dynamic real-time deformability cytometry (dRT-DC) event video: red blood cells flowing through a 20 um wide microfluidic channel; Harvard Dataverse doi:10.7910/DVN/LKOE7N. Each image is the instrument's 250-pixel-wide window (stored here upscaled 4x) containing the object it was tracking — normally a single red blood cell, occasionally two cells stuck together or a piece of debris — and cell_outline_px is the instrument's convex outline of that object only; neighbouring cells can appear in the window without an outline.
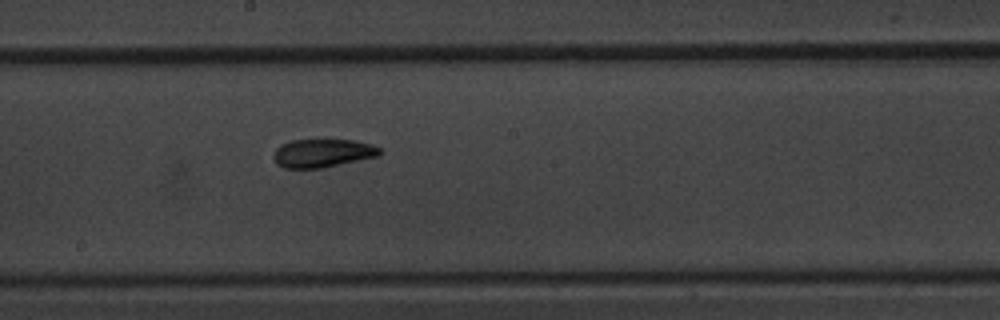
{"species": "common noctule bat (a hibernating species)", "species_latin": "Nyctalus noctula", "temperature_condition": "warm", "stored_images_in_passage": 8, "camera_frame_rate_fps": 3000, "um_per_image_px": 0.085, "animal": {"sex": "male", "body_mass_g": 20.1, "forearm_length_mm": 53.5}, "frame": {"image": 1, "passage_image": 8, "time_ms": 9.333, "image_size_px": [1000, 320], "cell_outline_px": [[380, 156], [324, 168], [284, 168], [276, 164], [272, 156], [276, 148], [280, 144], [292, 140], [356, 140], [372, 144], [380, 148]], "centroid_in_image_um": [27.42, 13.02], "position_along_channel_um": 220.8, "area_um2": 17.8}}